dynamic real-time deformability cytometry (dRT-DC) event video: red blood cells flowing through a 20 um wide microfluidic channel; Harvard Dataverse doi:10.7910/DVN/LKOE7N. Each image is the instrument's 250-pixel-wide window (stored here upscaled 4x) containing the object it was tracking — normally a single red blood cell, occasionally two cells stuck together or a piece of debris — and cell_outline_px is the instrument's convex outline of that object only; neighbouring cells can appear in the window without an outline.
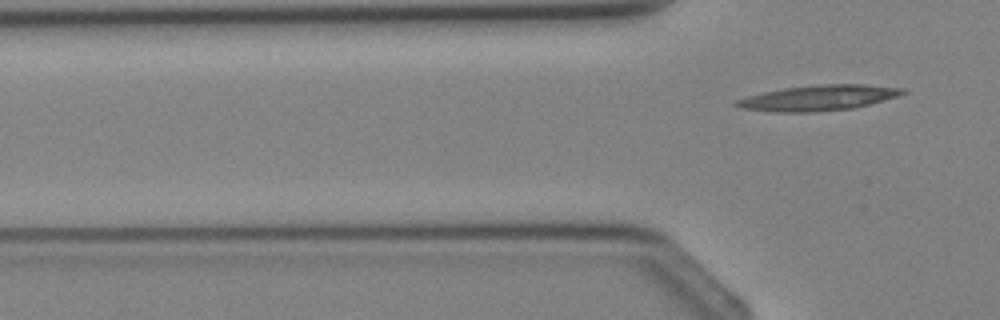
{"species": "Egyptian fruit bat (a non-hibernating species)", "species_latin": "Rousettus aegyptiacus", "temperature_condition": "cold", "stored_images_in_passage": 5, "camera_frame_rate_fps": 3000, "um_per_image_px": 0.085, "animal": {"sex": "female"}, "frame": {"image": 1, "passage_image": 5, "time_ms": 5.667, "image_size_px": [1000, 320], "cell_outline_px": [[908, 92], [896, 96], [868, 104], [852, 108], [812, 112], [776, 112], [740, 108], [732, 104], [736, 100], [748, 96], [764, 92], [784, 88], [820, 84], [864, 84], [908, 88]], "centroid_in_image_um": [69.58, 8.31], "position_along_channel_um": 56.2, "area_um2": 24.57}}